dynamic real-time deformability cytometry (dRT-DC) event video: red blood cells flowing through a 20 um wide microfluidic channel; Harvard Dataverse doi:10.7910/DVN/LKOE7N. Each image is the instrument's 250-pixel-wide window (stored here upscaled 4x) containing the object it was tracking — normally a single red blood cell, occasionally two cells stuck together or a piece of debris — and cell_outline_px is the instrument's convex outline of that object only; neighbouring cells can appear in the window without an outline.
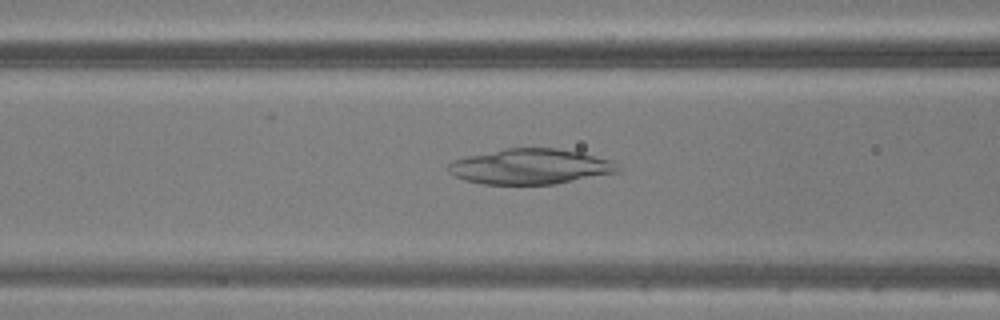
{"species": "common noctule bat (a hibernating species)", "species_latin": "Nyctalus noctula", "temperature_condition": "warm", "stored_images_in_passage": 47, "camera_frame_rate_fps": 3000, "um_per_image_px": 0.085, "animal": {"sex": "male", "body_mass_g": 20.5, "forearm_length_mm": 52.5}, "frame": {"image": 1, "passage_image": 19, "time_ms": 6.0, "image_size_px": [1000, 320], "cell_outline_px": [[620, 172], [556, 184], [484, 184], [464, 180], [448, 172], [448, 164], [456, 160], [468, 156], [504, 148], [556, 148], [580, 152], [612, 160], [620, 168]], "centroid_in_image_um": [45.12, 14.16], "position_along_channel_um": 121.5, "area_um2": 34.91}}
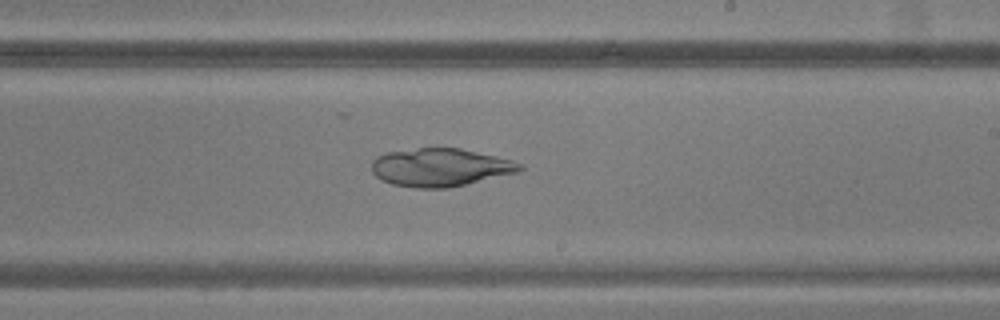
{"frame": {"image": 2, "passage_image": 28, "time_ms": 9.0, "image_size_px": [1000, 320], "cell_outline_px": [[524, 168], [520, 172], [448, 188], [416, 188], [392, 184], [376, 176], [372, 172], [372, 160], [376, 156], [388, 152], [416, 148], [460, 148], [496, 156], [512, 160], [524, 164]], "centroid_in_image_um": [37.45, 14.23], "position_along_channel_um": 251.5, "area_um2": 32.95}}
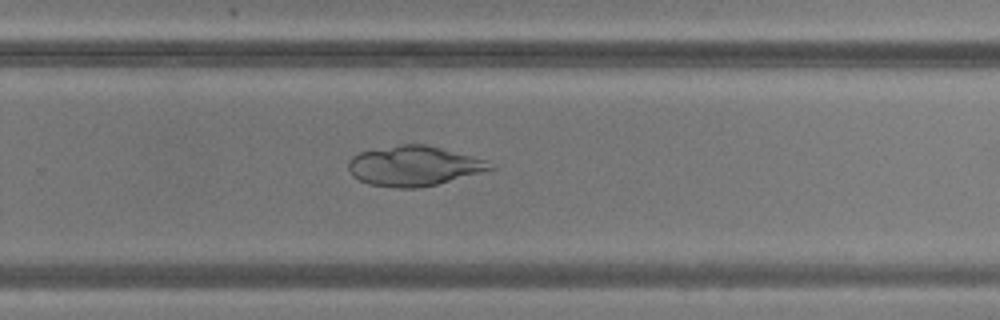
{"frame": {"image": 3, "passage_image": 31, "time_ms": 10.0, "image_size_px": [1000, 320], "cell_outline_px": [[496, 168], [484, 172], [436, 184], [416, 188], [392, 188], [368, 184], [352, 176], [348, 168], [348, 164], [352, 156], [360, 152], [400, 144], [424, 144], [488, 160], [496, 164]], "centroid_in_image_um": [35.2, 14.11], "position_along_channel_um": 294.6, "area_um2": 33.06}}